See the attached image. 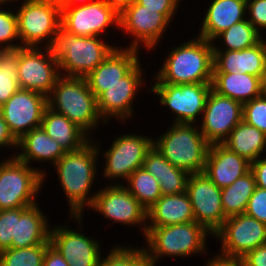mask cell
<instances>
[{
    "instance_id": "cell-1",
    "label": "cell",
    "mask_w": 266,
    "mask_h": 266,
    "mask_svg": "<svg viewBox=\"0 0 266 266\" xmlns=\"http://www.w3.org/2000/svg\"><path fill=\"white\" fill-rule=\"evenodd\" d=\"M97 143L92 136L82 148L66 152L53 166L67 198L70 215H83L97 194V191L90 193L98 173L96 166L101 148Z\"/></svg>"
},
{
    "instance_id": "cell-2",
    "label": "cell",
    "mask_w": 266,
    "mask_h": 266,
    "mask_svg": "<svg viewBox=\"0 0 266 266\" xmlns=\"http://www.w3.org/2000/svg\"><path fill=\"white\" fill-rule=\"evenodd\" d=\"M195 38L170 49L154 83L173 85L212 83L213 43L196 35Z\"/></svg>"
},
{
    "instance_id": "cell-3",
    "label": "cell",
    "mask_w": 266,
    "mask_h": 266,
    "mask_svg": "<svg viewBox=\"0 0 266 266\" xmlns=\"http://www.w3.org/2000/svg\"><path fill=\"white\" fill-rule=\"evenodd\" d=\"M102 39L80 37L60 27L49 47L59 64L60 74L85 78L117 47Z\"/></svg>"
},
{
    "instance_id": "cell-4",
    "label": "cell",
    "mask_w": 266,
    "mask_h": 266,
    "mask_svg": "<svg viewBox=\"0 0 266 266\" xmlns=\"http://www.w3.org/2000/svg\"><path fill=\"white\" fill-rule=\"evenodd\" d=\"M208 235L210 233L196 221L147 227L144 250L152 266H156L161 258L167 256L184 258L200 253L206 255Z\"/></svg>"
},
{
    "instance_id": "cell-5",
    "label": "cell",
    "mask_w": 266,
    "mask_h": 266,
    "mask_svg": "<svg viewBox=\"0 0 266 266\" xmlns=\"http://www.w3.org/2000/svg\"><path fill=\"white\" fill-rule=\"evenodd\" d=\"M47 104L49 108L77 124L89 136L93 130L98 129L99 124H106L101 121L96 96L84 77L60 75L47 97Z\"/></svg>"
},
{
    "instance_id": "cell-6",
    "label": "cell",
    "mask_w": 266,
    "mask_h": 266,
    "mask_svg": "<svg viewBox=\"0 0 266 266\" xmlns=\"http://www.w3.org/2000/svg\"><path fill=\"white\" fill-rule=\"evenodd\" d=\"M209 143L197 124L172 123L153 140V146L175 167L189 174L203 173Z\"/></svg>"
},
{
    "instance_id": "cell-7",
    "label": "cell",
    "mask_w": 266,
    "mask_h": 266,
    "mask_svg": "<svg viewBox=\"0 0 266 266\" xmlns=\"http://www.w3.org/2000/svg\"><path fill=\"white\" fill-rule=\"evenodd\" d=\"M46 170L31 167L14 155L0 161V210L31 207L42 191Z\"/></svg>"
},
{
    "instance_id": "cell-8",
    "label": "cell",
    "mask_w": 266,
    "mask_h": 266,
    "mask_svg": "<svg viewBox=\"0 0 266 266\" xmlns=\"http://www.w3.org/2000/svg\"><path fill=\"white\" fill-rule=\"evenodd\" d=\"M16 13L21 46L49 48L61 27V4L57 0H23Z\"/></svg>"
},
{
    "instance_id": "cell-9",
    "label": "cell",
    "mask_w": 266,
    "mask_h": 266,
    "mask_svg": "<svg viewBox=\"0 0 266 266\" xmlns=\"http://www.w3.org/2000/svg\"><path fill=\"white\" fill-rule=\"evenodd\" d=\"M111 26L119 29V12L105 0H76L61 5V27L71 34L101 37Z\"/></svg>"
},
{
    "instance_id": "cell-10",
    "label": "cell",
    "mask_w": 266,
    "mask_h": 266,
    "mask_svg": "<svg viewBox=\"0 0 266 266\" xmlns=\"http://www.w3.org/2000/svg\"><path fill=\"white\" fill-rule=\"evenodd\" d=\"M211 90V83H154L148 92L158 96L159 103L173 112V123L197 124Z\"/></svg>"
},
{
    "instance_id": "cell-11",
    "label": "cell",
    "mask_w": 266,
    "mask_h": 266,
    "mask_svg": "<svg viewBox=\"0 0 266 266\" xmlns=\"http://www.w3.org/2000/svg\"><path fill=\"white\" fill-rule=\"evenodd\" d=\"M214 236L221 243L216 256L240 260L251 250L266 244V224L245 213L238 214L227 217Z\"/></svg>"
},
{
    "instance_id": "cell-12",
    "label": "cell",
    "mask_w": 266,
    "mask_h": 266,
    "mask_svg": "<svg viewBox=\"0 0 266 266\" xmlns=\"http://www.w3.org/2000/svg\"><path fill=\"white\" fill-rule=\"evenodd\" d=\"M153 140L150 136L132 132L115 138L108 150L102 154L105 158L103 178L114 179L110 185H116L115 181L121 178L127 181L136 169L142 168L147 152L153 146Z\"/></svg>"
},
{
    "instance_id": "cell-13",
    "label": "cell",
    "mask_w": 266,
    "mask_h": 266,
    "mask_svg": "<svg viewBox=\"0 0 266 266\" xmlns=\"http://www.w3.org/2000/svg\"><path fill=\"white\" fill-rule=\"evenodd\" d=\"M119 181L116 185L108 184L97 190L92 205L93 211L111 220L113 224L140 226L143 235L147 229V210ZM142 226V227H141Z\"/></svg>"
},
{
    "instance_id": "cell-14",
    "label": "cell",
    "mask_w": 266,
    "mask_h": 266,
    "mask_svg": "<svg viewBox=\"0 0 266 266\" xmlns=\"http://www.w3.org/2000/svg\"><path fill=\"white\" fill-rule=\"evenodd\" d=\"M171 22L158 10L145 9L136 1L119 13V29L132 36L127 48L138 50L144 45L145 50L154 51Z\"/></svg>"
},
{
    "instance_id": "cell-15",
    "label": "cell",
    "mask_w": 266,
    "mask_h": 266,
    "mask_svg": "<svg viewBox=\"0 0 266 266\" xmlns=\"http://www.w3.org/2000/svg\"><path fill=\"white\" fill-rule=\"evenodd\" d=\"M69 221L78 222L77 230L67 225H55L50 229V243L58 250L69 266H98L102 257L101 243L95 237L82 233L84 215H70ZM80 226V227H79ZM79 229V230H78ZM82 233V234H81Z\"/></svg>"
},
{
    "instance_id": "cell-16",
    "label": "cell",
    "mask_w": 266,
    "mask_h": 266,
    "mask_svg": "<svg viewBox=\"0 0 266 266\" xmlns=\"http://www.w3.org/2000/svg\"><path fill=\"white\" fill-rule=\"evenodd\" d=\"M59 64L45 47H20L19 88L48 97L60 76Z\"/></svg>"
},
{
    "instance_id": "cell-17",
    "label": "cell",
    "mask_w": 266,
    "mask_h": 266,
    "mask_svg": "<svg viewBox=\"0 0 266 266\" xmlns=\"http://www.w3.org/2000/svg\"><path fill=\"white\" fill-rule=\"evenodd\" d=\"M186 193L193 208L194 218L212 237L227 217L222 208V192L205 173L190 174Z\"/></svg>"
},
{
    "instance_id": "cell-18",
    "label": "cell",
    "mask_w": 266,
    "mask_h": 266,
    "mask_svg": "<svg viewBox=\"0 0 266 266\" xmlns=\"http://www.w3.org/2000/svg\"><path fill=\"white\" fill-rule=\"evenodd\" d=\"M141 61L119 82L107 87L97 99L98 112L102 121L108 124L111 118L121 122L134 118L133 104L136 94L143 88L145 75ZM126 119V120H125Z\"/></svg>"
},
{
    "instance_id": "cell-19",
    "label": "cell",
    "mask_w": 266,
    "mask_h": 266,
    "mask_svg": "<svg viewBox=\"0 0 266 266\" xmlns=\"http://www.w3.org/2000/svg\"><path fill=\"white\" fill-rule=\"evenodd\" d=\"M243 104L210 91L199 129L209 144H222L243 120Z\"/></svg>"
},
{
    "instance_id": "cell-20",
    "label": "cell",
    "mask_w": 266,
    "mask_h": 266,
    "mask_svg": "<svg viewBox=\"0 0 266 266\" xmlns=\"http://www.w3.org/2000/svg\"><path fill=\"white\" fill-rule=\"evenodd\" d=\"M47 97L38 92L19 89L0 107L5 122L14 137L19 140L34 128L40 127Z\"/></svg>"
},
{
    "instance_id": "cell-21",
    "label": "cell",
    "mask_w": 266,
    "mask_h": 266,
    "mask_svg": "<svg viewBox=\"0 0 266 266\" xmlns=\"http://www.w3.org/2000/svg\"><path fill=\"white\" fill-rule=\"evenodd\" d=\"M140 51L135 48L117 46L103 62L85 77L88 87L96 98L107 87L119 82V79L125 77L140 62Z\"/></svg>"
},
{
    "instance_id": "cell-22",
    "label": "cell",
    "mask_w": 266,
    "mask_h": 266,
    "mask_svg": "<svg viewBox=\"0 0 266 266\" xmlns=\"http://www.w3.org/2000/svg\"><path fill=\"white\" fill-rule=\"evenodd\" d=\"M266 39L242 50L213 51V73H248L266 78Z\"/></svg>"
},
{
    "instance_id": "cell-23",
    "label": "cell",
    "mask_w": 266,
    "mask_h": 266,
    "mask_svg": "<svg viewBox=\"0 0 266 266\" xmlns=\"http://www.w3.org/2000/svg\"><path fill=\"white\" fill-rule=\"evenodd\" d=\"M250 170L251 162L223 144L209 145L204 173L218 188L230 186Z\"/></svg>"
},
{
    "instance_id": "cell-24",
    "label": "cell",
    "mask_w": 266,
    "mask_h": 266,
    "mask_svg": "<svg viewBox=\"0 0 266 266\" xmlns=\"http://www.w3.org/2000/svg\"><path fill=\"white\" fill-rule=\"evenodd\" d=\"M199 29L198 36L213 42L223 31L233 24L247 19L246 0H213L210 1Z\"/></svg>"
},
{
    "instance_id": "cell-25",
    "label": "cell",
    "mask_w": 266,
    "mask_h": 266,
    "mask_svg": "<svg viewBox=\"0 0 266 266\" xmlns=\"http://www.w3.org/2000/svg\"><path fill=\"white\" fill-rule=\"evenodd\" d=\"M17 148L20 152L18 151V155L15 152L14 156L30 166V163L37 161L39 163L48 162L53 167L66 153L63 147L53 140L41 126L23 135L18 140Z\"/></svg>"
},
{
    "instance_id": "cell-26",
    "label": "cell",
    "mask_w": 266,
    "mask_h": 266,
    "mask_svg": "<svg viewBox=\"0 0 266 266\" xmlns=\"http://www.w3.org/2000/svg\"><path fill=\"white\" fill-rule=\"evenodd\" d=\"M195 221L188 194L162 195L147 210V227H163Z\"/></svg>"
},
{
    "instance_id": "cell-27",
    "label": "cell",
    "mask_w": 266,
    "mask_h": 266,
    "mask_svg": "<svg viewBox=\"0 0 266 266\" xmlns=\"http://www.w3.org/2000/svg\"><path fill=\"white\" fill-rule=\"evenodd\" d=\"M48 220L40 206H38V203L28 207L20 215V218H16L15 237L12 239V248L50 245L51 226Z\"/></svg>"
},
{
    "instance_id": "cell-28",
    "label": "cell",
    "mask_w": 266,
    "mask_h": 266,
    "mask_svg": "<svg viewBox=\"0 0 266 266\" xmlns=\"http://www.w3.org/2000/svg\"><path fill=\"white\" fill-rule=\"evenodd\" d=\"M212 90L242 104L263 94L264 80L248 73H213Z\"/></svg>"
},
{
    "instance_id": "cell-29",
    "label": "cell",
    "mask_w": 266,
    "mask_h": 266,
    "mask_svg": "<svg viewBox=\"0 0 266 266\" xmlns=\"http://www.w3.org/2000/svg\"><path fill=\"white\" fill-rule=\"evenodd\" d=\"M41 127L66 152L76 151L92 139L77 124L48 106L44 110Z\"/></svg>"
},
{
    "instance_id": "cell-30",
    "label": "cell",
    "mask_w": 266,
    "mask_h": 266,
    "mask_svg": "<svg viewBox=\"0 0 266 266\" xmlns=\"http://www.w3.org/2000/svg\"><path fill=\"white\" fill-rule=\"evenodd\" d=\"M222 144L252 163L266 152V134L242 120Z\"/></svg>"
},
{
    "instance_id": "cell-31",
    "label": "cell",
    "mask_w": 266,
    "mask_h": 266,
    "mask_svg": "<svg viewBox=\"0 0 266 266\" xmlns=\"http://www.w3.org/2000/svg\"><path fill=\"white\" fill-rule=\"evenodd\" d=\"M255 188V177L251 170L236 179L230 186L222 188L221 201L225 216L244 214Z\"/></svg>"
},
{
    "instance_id": "cell-32",
    "label": "cell",
    "mask_w": 266,
    "mask_h": 266,
    "mask_svg": "<svg viewBox=\"0 0 266 266\" xmlns=\"http://www.w3.org/2000/svg\"><path fill=\"white\" fill-rule=\"evenodd\" d=\"M263 38L255 27L247 20H242L233 24L230 28L220 33L213 43V51H230V50H242L255 46ZM221 39L224 46L223 48L215 46L214 43Z\"/></svg>"
},
{
    "instance_id": "cell-33",
    "label": "cell",
    "mask_w": 266,
    "mask_h": 266,
    "mask_svg": "<svg viewBox=\"0 0 266 266\" xmlns=\"http://www.w3.org/2000/svg\"><path fill=\"white\" fill-rule=\"evenodd\" d=\"M124 187L146 209H150L162 196L159 181L143 167L136 169L127 179Z\"/></svg>"
},
{
    "instance_id": "cell-34",
    "label": "cell",
    "mask_w": 266,
    "mask_h": 266,
    "mask_svg": "<svg viewBox=\"0 0 266 266\" xmlns=\"http://www.w3.org/2000/svg\"><path fill=\"white\" fill-rule=\"evenodd\" d=\"M19 56L20 47L0 50V107L20 89L18 82Z\"/></svg>"
},
{
    "instance_id": "cell-35",
    "label": "cell",
    "mask_w": 266,
    "mask_h": 266,
    "mask_svg": "<svg viewBox=\"0 0 266 266\" xmlns=\"http://www.w3.org/2000/svg\"><path fill=\"white\" fill-rule=\"evenodd\" d=\"M114 247V248H113ZM112 246L105 257H101L98 266H152L142 246Z\"/></svg>"
},
{
    "instance_id": "cell-36",
    "label": "cell",
    "mask_w": 266,
    "mask_h": 266,
    "mask_svg": "<svg viewBox=\"0 0 266 266\" xmlns=\"http://www.w3.org/2000/svg\"><path fill=\"white\" fill-rule=\"evenodd\" d=\"M49 245L9 248L0 252V266H43Z\"/></svg>"
},
{
    "instance_id": "cell-37",
    "label": "cell",
    "mask_w": 266,
    "mask_h": 266,
    "mask_svg": "<svg viewBox=\"0 0 266 266\" xmlns=\"http://www.w3.org/2000/svg\"><path fill=\"white\" fill-rule=\"evenodd\" d=\"M12 4L11 0H0V50L22 47L18 35V17L16 10L7 9L5 4ZM4 9H3V7ZM6 8V9H5ZM14 41H18L14 42Z\"/></svg>"
},
{
    "instance_id": "cell-38",
    "label": "cell",
    "mask_w": 266,
    "mask_h": 266,
    "mask_svg": "<svg viewBox=\"0 0 266 266\" xmlns=\"http://www.w3.org/2000/svg\"><path fill=\"white\" fill-rule=\"evenodd\" d=\"M142 167L158 181L162 177L174 176V174H189L187 171L175 167L167 161L155 146H152L147 152Z\"/></svg>"
},
{
    "instance_id": "cell-39",
    "label": "cell",
    "mask_w": 266,
    "mask_h": 266,
    "mask_svg": "<svg viewBox=\"0 0 266 266\" xmlns=\"http://www.w3.org/2000/svg\"><path fill=\"white\" fill-rule=\"evenodd\" d=\"M243 121L266 134V95L243 104Z\"/></svg>"
},
{
    "instance_id": "cell-40",
    "label": "cell",
    "mask_w": 266,
    "mask_h": 266,
    "mask_svg": "<svg viewBox=\"0 0 266 266\" xmlns=\"http://www.w3.org/2000/svg\"><path fill=\"white\" fill-rule=\"evenodd\" d=\"M28 207L0 210V252L12 248V239L15 237L16 218Z\"/></svg>"
},
{
    "instance_id": "cell-41",
    "label": "cell",
    "mask_w": 266,
    "mask_h": 266,
    "mask_svg": "<svg viewBox=\"0 0 266 266\" xmlns=\"http://www.w3.org/2000/svg\"><path fill=\"white\" fill-rule=\"evenodd\" d=\"M245 214L266 224V190L256 186L248 201Z\"/></svg>"
},
{
    "instance_id": "cell-42",
    "label": "cell",
    "mask_w": 266,
    "mask_h": 266,
    "mask_svg": "<svg viewBox=\"0 0 266 266\" xmlns=\"http://www.w3.org/2000/svg\"><path fill=\"white\" fill-rule=\"evenodd\" d=\"M247 20L262 35V30L266 29V0H246Z\"/></svg>"
},
{
    "instance_id": "cell-43",
    "label": "cell",
    "mask_w": 266,
    "mask_h": 266,
    "mask_svg": "<svg viewBox=\"0 0 266 266\" xmlns=\"http://www.w3.org/2000/svg\"><path fill=\"white\" fill-rule=\"evenodd\" d=\"M190 174H174L160 178L159 184L162 195L185 193Z\"/></svg>"
},
{
    "instance_id": "cell-44",
    "label": "cell",
    "mask_w": 266,
    "mask_h": 266,
    "mask_svg": "<svg viewBox=\"0 0 266 266\" xmlns=\"http://www.w3.org/2000/svg\"><path fill=\"white\" fill-rule=\"evenodd\" d=\"M145 9L158 10V13H163L170 21L177 13L181 0H135Z\"/></svg>"
},
{
    "instance_id": "cell-45",
    "label": "cell",
    "mask_w": 266,
    "mask_h": 266,
    "mask_svg": "<svg viewBox=\"0 0 266 266\" xmlns=\"http://www.w3.org/2000/svg\"><path fill=\"white\" fill-rule=\"evenodd\" d=\"M240 262L242 266H266V244L248 252Z\"/></svg>"
},
{
    "instance_id": "cell-46",
    "label": "cell",
    "mask_w": 266,
    "mask_h": 266,
    "mask_svg": "<svg viewBox=\"0 0 266 266\" xmlns=\"http://www.w3.org/2000/svg\"><path fill=\"white\" fill-rule=\"evenodd\" d=\"M251 171L254 174L256 186L266 190V156H261L251 163Z\"/></svg>"
},
{
    "instance_id": "cell-47",
    "label": "cell",
    "mask_w": 266,
    "mask_h": 266,
    "mask_svg": "<svg viewBox=\"0 0 266 266\" xmlns=\"http://www.w3.org/2000/svg\"><path fill=\"white\" fill-rule=\"evenodd\" d=\"M18 140L11 133L8 124L5 122L2 114L0 113V148L5 147L8 149L15 148L17 150Z\"/></svg>"
},
{
    "instance_id": "cell-48",
    "label": "cell",
    "mask_w": 266,
    "mask_h": 266,
    "mask_svg": "<svg viewBox=\"0 0 266 266\" xmlns=\"http://www.w3.org/2000/svg\"><path fill=\"white\" fill-rule=\"evenodd\" d=\"M43 266H69L68 262L63 256L56 250L51 244L47 247V250L43 259Z\"/></svg>"
},
{
    "instance_id": "cell-49",
    "label": "cell",
    "mask_w": 266,
    "mask_h": 266,
    "mask_svg": "<svg viewBox=\"0 0 266 266\" xmlns=\"http://www.w3.org/2000/svg\"><path fill=\"white\" fill-rule=\"evenodd\" d=\"M206 263L204 266H242L240 260H227L218 256H213Z\"/></svg>"
},
{
    "instance_id": "cell-50",
    "label": "cell",
    "mask_w": 266,
    "mask_h": 266,
    "mask_svg": "<svg viewBox=\"0 0 266 266\" xmlns=\"http://www.w3.org/2000/svg\"><path fill=\"white\" fill-rule=\"evenodd\" d=\"M112 7H114L119 13L127 6H129L135 0H105Z\"/></svg>"
},
{
    "instance_id": "cell-51",
    "label": "cell",
    "mask_w": 266,
    "mask_h": 266,
    "mask_svg": "<svg viewBox=\"0 0 266 266\" xmlns=\"http://www.w3.org/2000/svg\"><path fill=\"white\" fill-rule=\"evenodd\" d=\"M61 5L70 1H76V0H57Z\"/></svg>"
},
{
    "instance_id": "cell-52",
    "label": "cell",
    "mask_w": 266,
    "mask_h": 266,
    "mask_svg": "<svg viewBox=\"0 0 266 266\" xmlns=\"http://www.w3.org/2000/svg\"><path fill=\"white\" fill-rule=\"evenodd\" d=\"M263 93L266 95V78L264 79Z\"/></svg>"
}]
</instances>
